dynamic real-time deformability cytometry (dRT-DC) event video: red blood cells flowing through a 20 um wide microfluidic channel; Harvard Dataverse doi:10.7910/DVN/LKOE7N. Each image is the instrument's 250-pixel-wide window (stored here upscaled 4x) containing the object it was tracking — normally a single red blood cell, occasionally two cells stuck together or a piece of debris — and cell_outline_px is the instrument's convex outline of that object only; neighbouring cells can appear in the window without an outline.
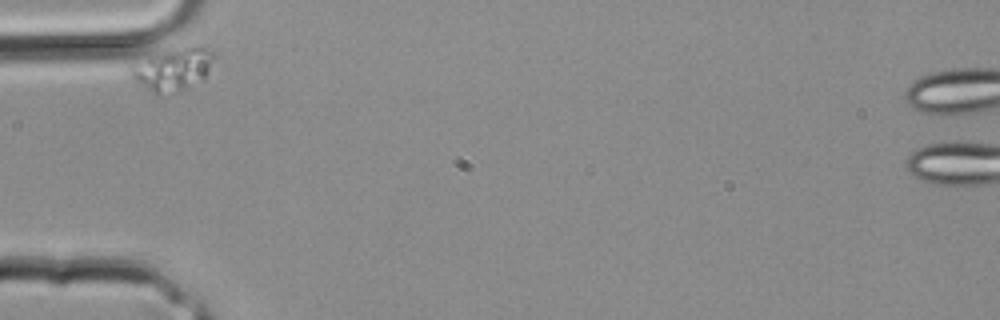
{"species": "common noctule bat (a hibernating species)", "species_latin": "Nyctalus noctula", "temperature_condition": "room temperature", "stored_images_in_passage": 1, "camera_frame_rate_fps": 3000, "um_per_image_px": 0.085, "animal": {"sex": "male", "body_mass_g": 20.4}, "frame": {"image": 1, "passage_image": 1, "time_ms": 0.0, "image_size_px": [1000, 320], "cell_outline_px": [[216, 56], [204, 80], [180, 92], [160, 96], [156, 96], [136, 80], [132, 76], [128, 68], [148, 52], [184, 48], [204, 48], [212, 52]], "centroid_in_image_um": [14.65, 5.92], "position_along_channel_um": 70.4, "area_um2": 21.15}}